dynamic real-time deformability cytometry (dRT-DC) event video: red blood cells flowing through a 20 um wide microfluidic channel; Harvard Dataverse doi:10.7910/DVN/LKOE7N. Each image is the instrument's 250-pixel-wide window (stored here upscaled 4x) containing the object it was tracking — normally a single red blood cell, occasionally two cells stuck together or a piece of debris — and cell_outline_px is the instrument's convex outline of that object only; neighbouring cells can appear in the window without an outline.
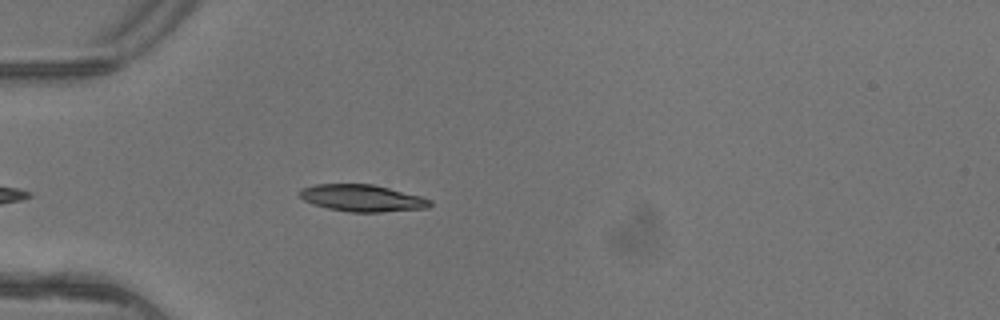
{"species": "common noctule bat (a hibernating species)", "species_latin": "Nyctalus noctula", "temperature_condition": "warm", "stored_images_in_passage": 4, "camera_frame_rate_fps": 3000, "um_per_image_px": 0.085, "animal": {"sex": "female"}, "frame": {"image": 1, "passage_image": 4, "time_ms": 1.0, "image_size_px": [1000, 320], "cell_outline_px": [[432, 204], [428, 208], [380, 212], [348, 212], [328, 208], [312, 204], [304, 200], [300, 196], [300, 188], [316, 184], [372, 184], [420, 196], [432, 200]], "centroid_in_image_um": [30.78, 16.84], "position_along_channel_um": 54.2, "area_um2": 20.35}}